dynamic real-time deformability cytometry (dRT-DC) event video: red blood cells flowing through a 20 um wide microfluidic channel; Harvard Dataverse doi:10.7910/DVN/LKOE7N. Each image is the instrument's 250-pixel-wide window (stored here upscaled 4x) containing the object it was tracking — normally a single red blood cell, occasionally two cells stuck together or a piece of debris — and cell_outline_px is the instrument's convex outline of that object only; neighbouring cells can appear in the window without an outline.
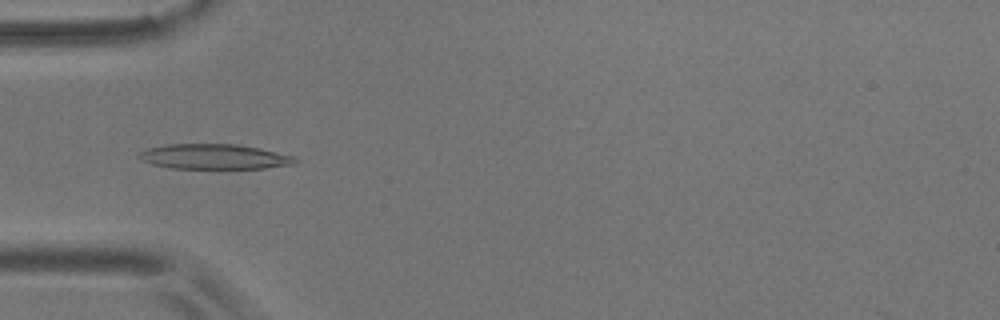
{"species": "common noctule bat (a hibernating species)", "species_latin": "Nyctalus noctula", "temperature_condition": "room temperature", "stored_images_in_passage": 43, "camera_frame_rate_fps": 3000, "um_per_image_px": 0.085, "animal": {"sex": "male", "body_mass_g": 17.9}, "frame": {"image": 1, "passage_image": 11, "time_ms": 3.333, "image_size_px": [1000, 320], "cell_outline_px": [[300, 160], [292, 164], [264, 168], [172, 168], [152, 164], [140, 160], [136, 156], [136, 152], [148, 148], [168, 144], [236, 144], [260, 148], [292, 156]], "centroid_in_image_um": [18.14, 13.31], "position_along_channel_um": 66.9, "area_um2": 22.77}}
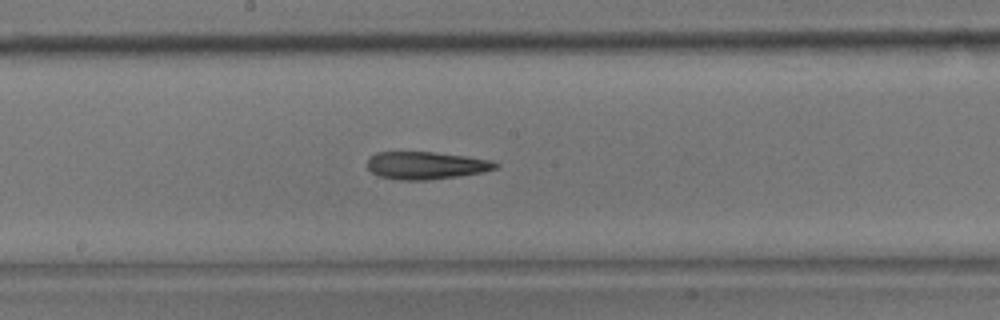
{"frame": {"image": 2, "passage_image": 23, "time_ms": 7.333, "image_size_px": [1000, 320], "cell_outline_px": [[500, 164], [496, 168], [484, 172], [428, 180], [396, 180], [380, 176], [372, 172], [368, 168], [368, 156], [376, 152], [436, 152], [492, 160]], "centroid_in_image_um": [36.2, 14.06], "position_along_channel_um": 212.0, "area_um2": 20.63}}
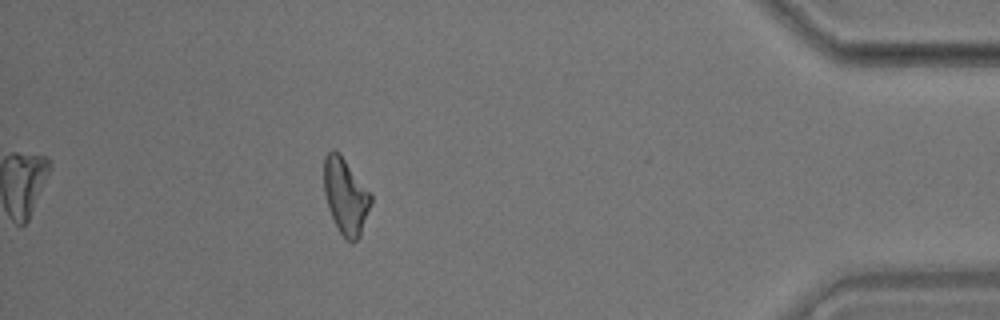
{"frame": {"image": 3, "passage_image": 43, "time_ms": 14.0, "image_size_px": [1000, 320], "cell_outline_px": [[372, 204], [360, 236], [352, 244], [344, 240], [328, 208], [324, 192], [324, 156], [332, 148], [340, 152], [372, 196]], "centroid_in_image_um": [29.37, 16.68], "position_along_channel_um": 405.8, "area_um2": 20.92}, "authors_computed_cell_mechanics": {"area_um2": 20.9814, "velocity_mm_per_s": 3.631, "shape_relaxation_time_tau1_ms": null, "shape_relaxation_time_tau2_ms": 7.3795, "deformation_change_tau1": null, "deformation_change_tau2": 0.2189}}